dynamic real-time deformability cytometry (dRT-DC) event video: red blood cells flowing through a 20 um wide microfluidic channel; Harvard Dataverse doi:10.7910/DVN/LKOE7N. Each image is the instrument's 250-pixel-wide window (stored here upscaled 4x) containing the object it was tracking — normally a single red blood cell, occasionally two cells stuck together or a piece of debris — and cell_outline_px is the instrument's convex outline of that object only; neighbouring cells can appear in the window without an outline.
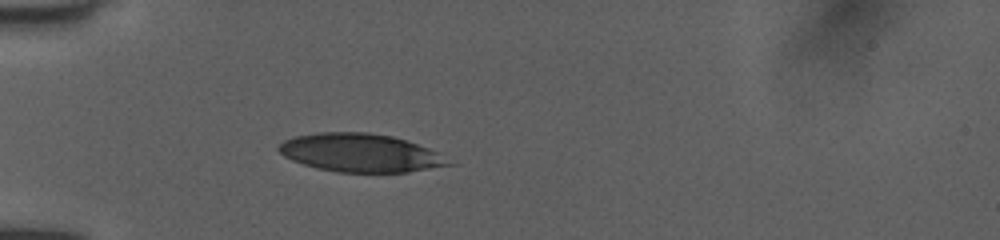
{"species": "human", "species_latin": "Homo sapiens", "temperature_condition": "room temperature", "stored_images_in_passage": 36, "camera_frame_rate_fps": 3000, "um_per_image_px": 0.085, "donor": {"sex": "female"}, "frame": {"image": 1, "passage_image": 1, "time_ms": 0.0, "image_size_px": [1000, 240], "cell_outline_px": [[460, 164], [408, 172], [336, 172], [304, 164], [292, 160], [284, 156], [276, 148], [284, 140], [296, 136], [316, 132], [368, 132], [392, 136], [408, 140], [428, 148]], "centroid_in_image_um": [30.69, 12.99], "position_along_channel_um": 54.3, "area_um2": 38.09}}
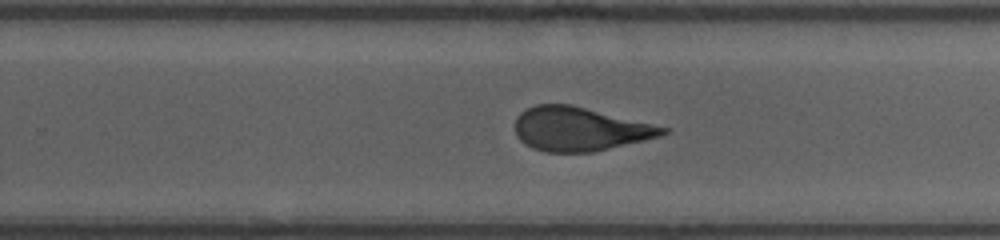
{"frame": {"image": 2, "passage_image": 19, "time_ms": 6.0, "image_size_px": [1000, 240], "cell_outline_px": [[672, 128], [668, 132], [660, 136], [644, 140], [592, 152], [544, 152], [532, 148], [524, 144], [516, 136], [516, 116], [520, 112], [536, 104], [572, 104]], "centroid_in_image_um": [49.28, 10.96], "position_along_channel_um": 280.5, "area_um2": 37.92}}
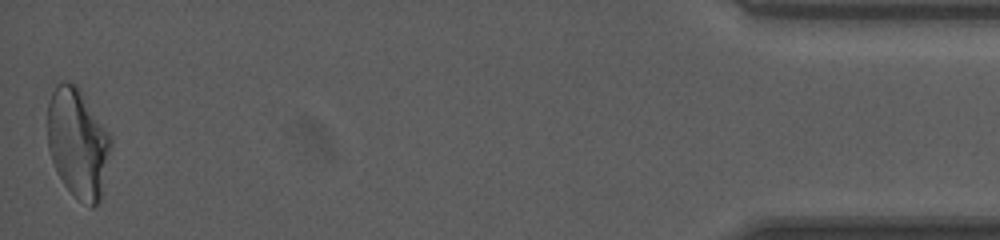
{"frame": {"image": 3, "passage_image": 36, "time_ms": 11.667, "image_size_px": [1000, 240], "cell_outline_px": [[112, 148], [100, 200], [92, 208], [76, 196], [64, 184], [56, 172], [48, 148], [48, 100], [56, 84], [60, 80], [72, 80], [76, 84], [112, 136]], "centroid_in_image_um": [6.62, 12.11], "position_along_channel_um": 428.6, "area_um2": 40.63}, "authors_computed_cell_mechanics": {"area_um2": 38.8127, "velocity_mm_per_s": 4.0438, "shape_relaxation_time_tau1_ms": 5.2824, "shape_relaxation_time_tau2_ms": 0.8505, "deformation_change_tau1": 0.1682, "deformation_change_tau2": 0.0806}}